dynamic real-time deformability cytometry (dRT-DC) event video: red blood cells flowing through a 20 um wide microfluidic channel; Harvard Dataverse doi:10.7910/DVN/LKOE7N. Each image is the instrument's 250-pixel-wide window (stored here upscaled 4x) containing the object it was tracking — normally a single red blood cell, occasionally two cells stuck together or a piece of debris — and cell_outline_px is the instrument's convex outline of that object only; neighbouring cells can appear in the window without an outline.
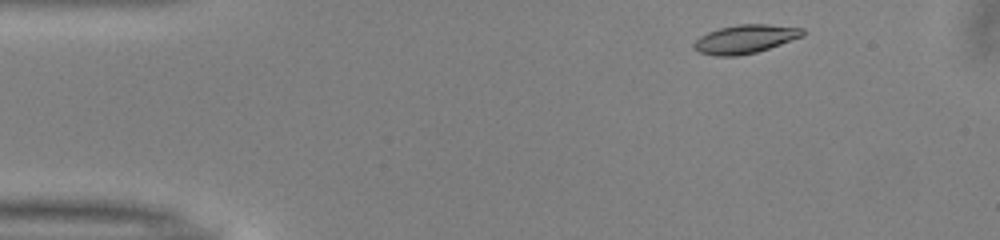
{"species": "common noctule bat (a hibernating species)", "species_latin": "Nyctalus noctula", "temperature_condition": "warm", "stored_images_in_passage": 35, "camera_frame_rate_fps": 3000, "um_per_image_px": 0.085, "animal": {"sex": "male", "body_mass_g": 13.0, "forearm_length_mm": 53.1}, "frame": {"image": 1, "passage_image": 2, "time_ms": 0.333, "image_size_px": [1000, 240], "cell_outline_px": [[804, 36], [756, 52], [736, 56], [716, 56], [700, 52], [692, 48], [692, 44], [700, 36], [708, 32], [720, 28], [736, 24], [768, 24], [804, 28]], "centroid_in_image_um": [63.33, 3.31], "position_along_channel_um": 21.7, "area_um2": 18.09}}
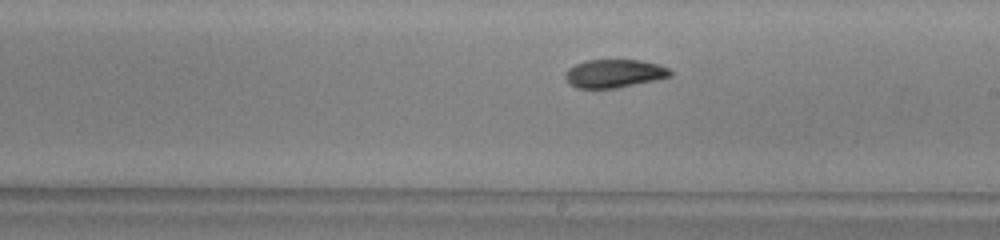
{"frame": {"image": 2, "passage_image": 24, "time_ms": 7.667, "image_size_px": [1000, 240], "cell_outline_px": [[672, 76], [656, 80], [616, 88], [576, 88], [568, 84], [564, 76], [568, 68], [584, 60], [640, 60], [656, 64], [668, 68], [672, 72]], "centroid_in_image_um": [52.18, 6.25], "position_along_channel_um": 236.8, "area_um2": 17.34}}
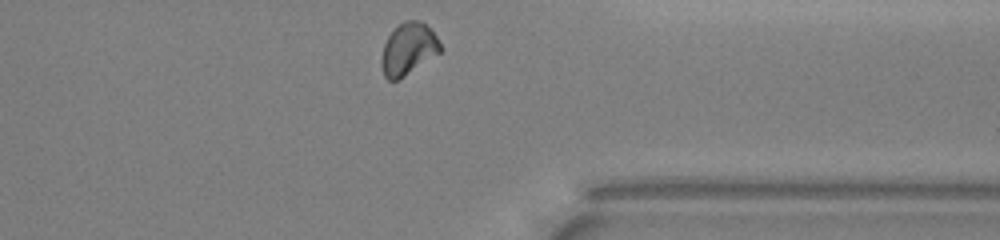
{"frame": {"image": 3, "passage_image": 35, "time_ms": 11.333, "image_size_px": [1000, 240], "cell_outline_px": [[444, 48], [440, 52], [396, 80], [388, 80], [384, 76], [380, 64], [380, 56], [384, 44], [388, 36], [404, 20], [420, 20], [436, 36]], "centroid_in_image_um": [34.68, 4.15], "position_along_channel_um": 376.7, "area_um2": 17.51}, "authors_computed_cell_mechanics": {"area_um2": 17.918, "velocity_mm_per_s": 4.018, "shape_relaxation_time_tau1_ms": 4.1716, "shape_relaxation_time_tau2_ms": 4.543, "deformation_change_tau1": 0.1252, "deformation_change_tau2": 0.0829}}